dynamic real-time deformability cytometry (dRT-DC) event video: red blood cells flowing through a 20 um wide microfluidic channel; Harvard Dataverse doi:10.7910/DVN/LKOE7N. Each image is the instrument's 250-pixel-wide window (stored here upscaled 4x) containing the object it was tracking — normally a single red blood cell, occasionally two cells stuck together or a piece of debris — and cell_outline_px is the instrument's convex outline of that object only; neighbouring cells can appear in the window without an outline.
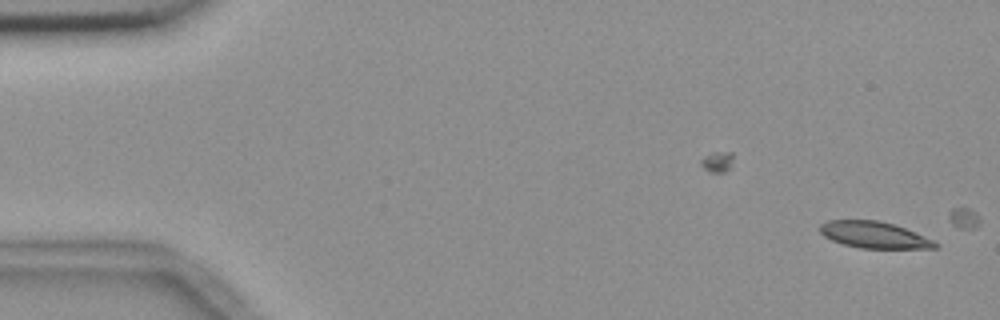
{"species": "common noctule bat (a hibernating species)", "species_latin": "Nyctalus noctula", "temperature_condition": "room temperature", "stored_images_in_passage": 3, "camera_frame_rate_fps": 3000, "um_per_image_px": 0.085, "animal": {"sex": "female", "body_mass_g": 18.4}, "frame": {"image": 1, "passage_image": 3, "time_ms": 2.333, "image_size_px": [1000, 320], "cell_outline_px": [[940, 244], [936, 248], [860, 248], [844, 244], [832, 240], [824, 236], [820, 232], [820, 224], [828, 220], [880, 220], [904, 228], [932, 240]], "centroid_in_image_um": [74.27, 19.96], "position_along_channel_um": 10.7, "area_um2": 17.57}}